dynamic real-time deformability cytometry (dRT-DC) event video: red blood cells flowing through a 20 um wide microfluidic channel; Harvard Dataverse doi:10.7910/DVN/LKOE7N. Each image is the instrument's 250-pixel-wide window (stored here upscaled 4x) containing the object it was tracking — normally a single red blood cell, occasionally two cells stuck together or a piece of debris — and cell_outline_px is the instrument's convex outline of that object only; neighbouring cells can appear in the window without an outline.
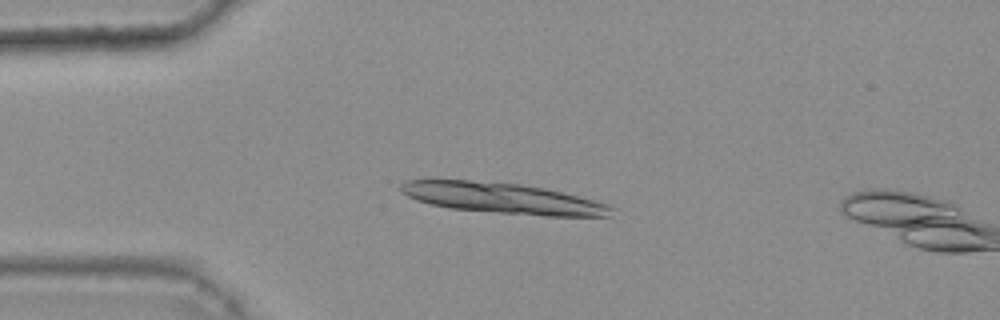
{"species": "common noctule bat (a hibernating species)", "species_latin": "Nyctalus noctula", "temperature_condition": "warm", "stored_images_in_passage": 13, "camera_frame_rate_fps": 3000, "um_per_image_px": 0.085, "animal": {"sex": "female", "body_mass_g": 25.1}, "frame": {"image": 1, "passage_image": 11, "time_ms": 3.333, "image_size_px": [1000, 320], "cell_outline_px": [[616, 208], [608, 216], [544, 216], [448, 208], [416, 200], [400, 192], [400, 184], [408, 180], [468, 180], [520, 184], [544, 188], [608, 204]], "centroid_in_image_um": [42.71, 16.85], "position_along_channel_um": 42.3, "area_um2": 37.28}}